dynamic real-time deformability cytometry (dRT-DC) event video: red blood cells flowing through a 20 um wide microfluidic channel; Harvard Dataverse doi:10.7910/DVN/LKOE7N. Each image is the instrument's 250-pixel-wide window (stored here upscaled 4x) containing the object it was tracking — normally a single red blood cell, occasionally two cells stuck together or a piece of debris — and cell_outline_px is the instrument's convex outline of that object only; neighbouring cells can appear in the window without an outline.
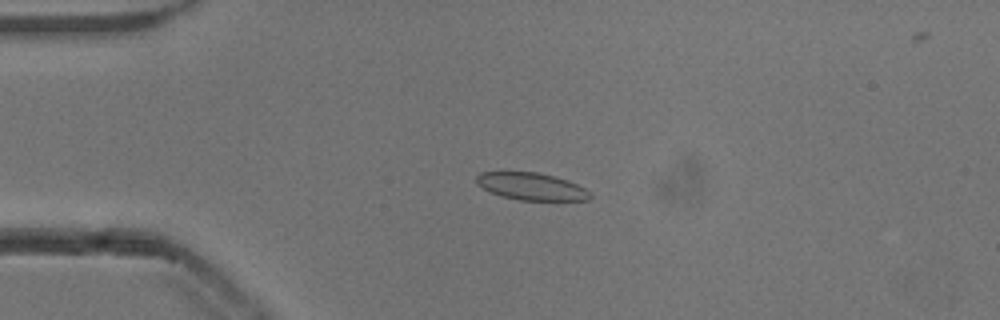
{"species": "common noctule bat (a hibernating species)", "species_latin": "Nyctalus noctula", "temperature_condition": "cold", "stored_images_in_passage": 53, "camera_frame_rate_fps": 3000, "um_per_image_px": 0.085, "animal": {"sex": "male", "body_mass_g": 13.3}, "frame": {"image": 1, "passage_image": 12, "time_ms": 3.667, "image_size_px": [1000, 320], "cell_outline_px": [[592, 196], [588, 200], [520, 200], [504, 196], [492, 192], [476, 184], [476, 176], [480, 172], [536, 172], [556, 176], [568, 180], [592, 192]], "centroid_in_image_um": [45.2, 15.84], "position_along_channel_um": 39.8, "area_um2": 17.98}}
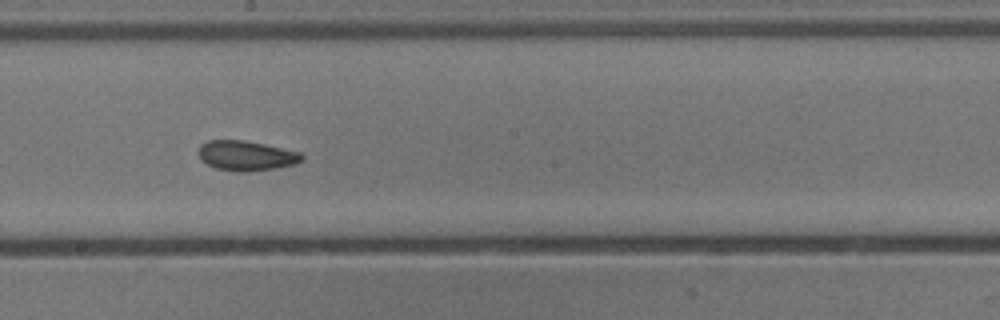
{"frame": {"image": 2, "passage_image": 29, "time_ms": 9.333, "image_size_px": [1000, 320], "cell_outline_px": [[304, 160], [296, 164], [272, 168], [244, 172], [236, 172], [216, 168], [200, 160], [196, 152], [200, 144], [208, 140], [244, 140], [264, 144], [300, 152], [304, 156]], "centroid_in_image_um": [20.89, 13.22], "position_along_channel_um": 227.3, "area_um2": 18.15}}
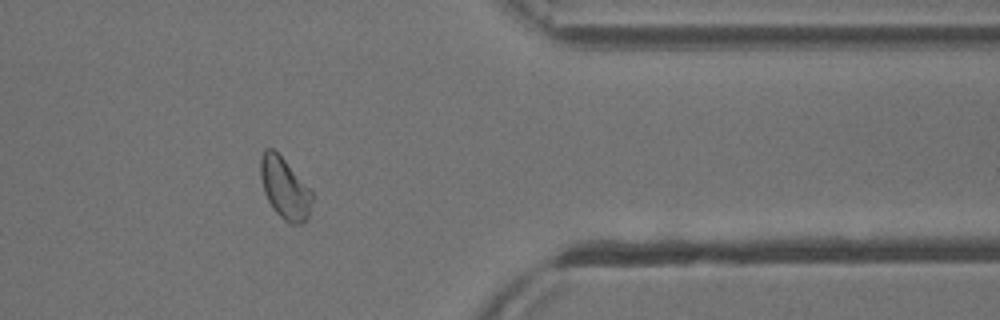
{"frame": {"image": 3, "passage_image": 43, "time_ms": 14.0, "image_size_px": [1000, 320], "cell_outline_px": [[312, 200], [308, 216], [304, 224], [292, 224], [284, 220], [272, 208], [264, 192], [260, 176], [260, 160], [264, 148], [272, 148], [284, 160], [312, 192]], "centroid_in_image_um": [24.18, 16.02], "position_along_channel_um": 387.2, "area_um2": 18.09}, "authors_computed_cell_mechanics": {"area_um2": 18.4382, "velocity_mm_per_s": 3.8157, "shape_relaxation_time_tau1_ms": null, "shape_relaxation_time_tau2_ms": 2.5251, "deformation_change_tau1": null, "deformation_change_tau2": 0.0779}}